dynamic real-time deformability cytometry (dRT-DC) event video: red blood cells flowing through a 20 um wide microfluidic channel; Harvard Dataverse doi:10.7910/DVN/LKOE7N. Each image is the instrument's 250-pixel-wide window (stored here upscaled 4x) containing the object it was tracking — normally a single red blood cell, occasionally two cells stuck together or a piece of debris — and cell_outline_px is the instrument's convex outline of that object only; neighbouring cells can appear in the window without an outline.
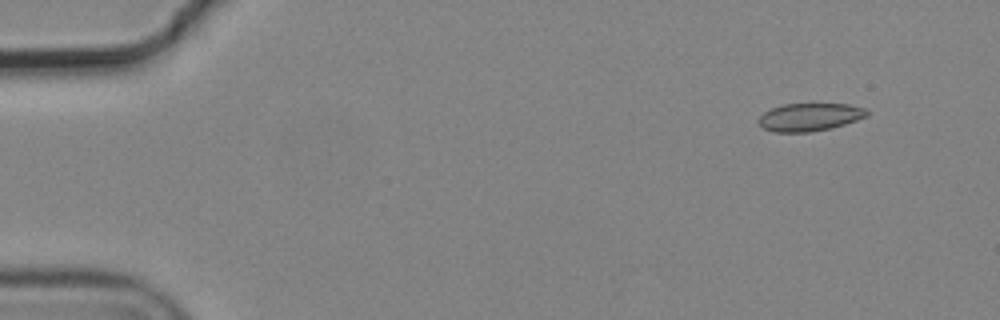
{"species": "common noctule bat (a hibernating species)", "species_latin": "Nyctalus noctula", "temperature_condition": "cold", "stored_images_in_passage": 10, "camera_frame_rate_fps": 3000, "um_per_image_px": 0.085, "animal": {"sex": "male", "body_mass_g": 19.2, "forearm_length_mm": 51.8}, "frame": {"image": 1, "passage_image": 1, "time_ms": 0.0, "image_size_px": [1000, 320], "cell_outline_px": [[868, 116], [832, 128], [808, 132], [772, 132], [764, 128], [756, 120], [764, 112], [772, 108], [784, 104], [848, 104], [868, 108]], "centroid_in_image_um": [68.83, 9.95], "position_along_channel_um": 16.2, "area_um2": 17.63}}
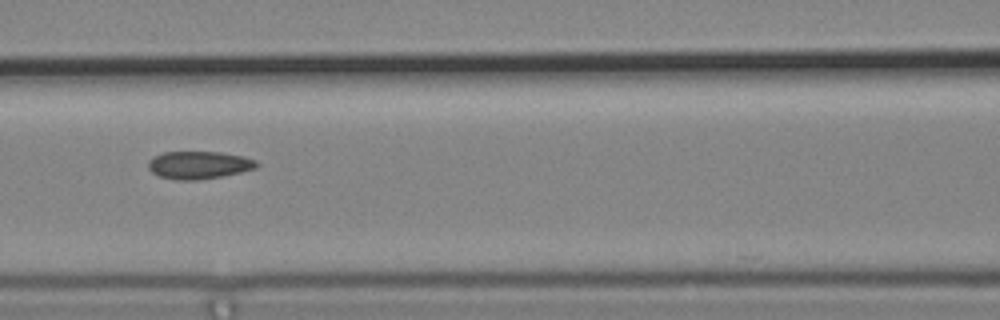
{"frame": {"image": 2, "passage_image": 6, "time_ms": 1.667, "image_size_px": [1000, 320], "cell_outline_px": [[260, 164], [256, 168], [240, 172], [220, 176], [196, 180], [180, 180], [160, 176], [152, 172], [148, 168], [148, 160], [152, 156], [164, 152], [220, 152], [244, 156], [256, 160]], "centroid_in_image_um": [16.9, 14.01], "position_along_channel_um": 149.7, "area_um2": 17.46}}
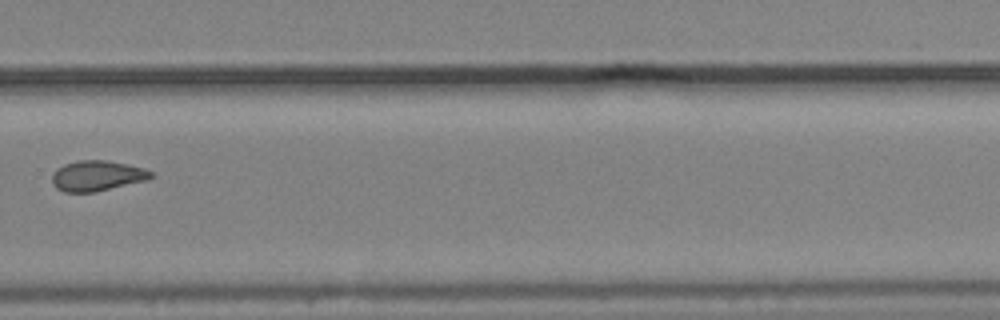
{"frame": {"image": 3, "passage_image": 10, "time_ms": 3.0, "image_size_px": [1000, 320], "cell_outline_px": [[152, 176], [148, 180], [96, 192], [64, 192], [56, 188], [52, 184], [52, 176], [56, 168], [64, 164], [76, 160], [104, 160], [128, 164], [144, 168], [152, 172]], "centroid_in_image_um": [8.23, 14.94], "position_along_channel_um": 321.6, "area_um2": 17.69}}